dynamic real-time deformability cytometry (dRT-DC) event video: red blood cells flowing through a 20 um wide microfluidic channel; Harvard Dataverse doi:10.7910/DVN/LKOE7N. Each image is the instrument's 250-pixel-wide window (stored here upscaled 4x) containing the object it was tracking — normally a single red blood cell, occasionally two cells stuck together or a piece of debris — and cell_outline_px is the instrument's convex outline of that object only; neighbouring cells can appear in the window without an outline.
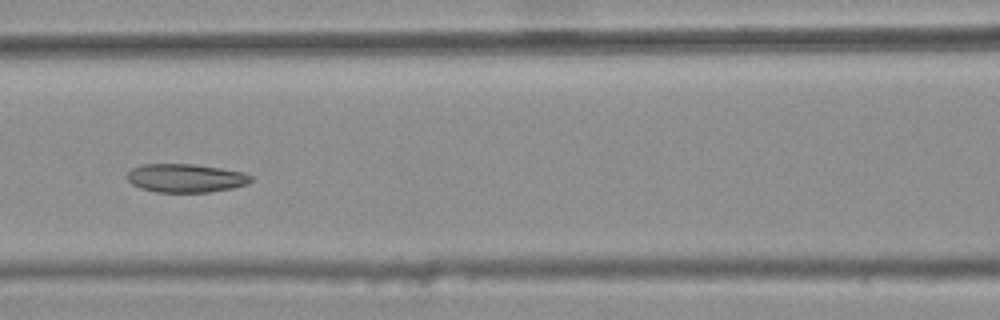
{"species": "common noctule bat (a hibernating species)", "species_latin": "Nyctalus noctula", "temperature_condition": "warm", "stored_images_in_passage": 9, "camera_frame_rate_fps": 3000, "um_per_image_px": 0.085, "animal": {"sex": "female", "body_mass_g": 25.1}, "frame": {"image": 1, "passage_image": 8, "time_ms": 2.333, "image_size_px": [1000, 320], "cell_outline_px": [[252, 180], [248, 184], [232, 188], [208, 192], [156, 192], [140, 188], [132, 184], [128, 180], [128, 172], [132, 168], [140, 164], [192, 164], [220, 168], [244, 172], [252, 176]], "centroid_in_image_um": [15.79, 15.13], "position_along_channel_um": 150.8, "area_um2": 20.58}}
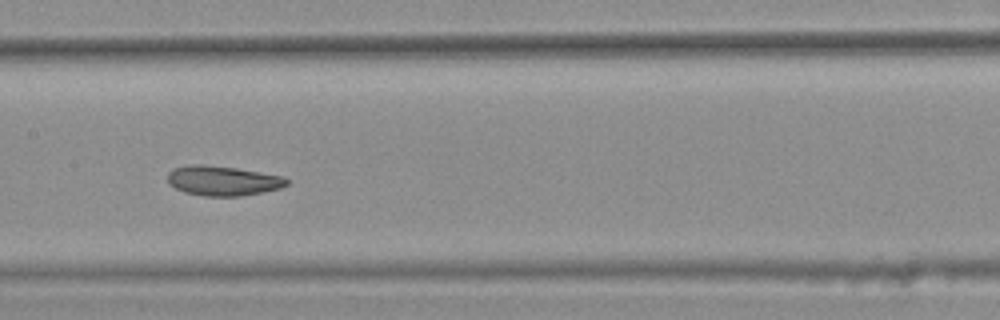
{"frame": {"image": 2, "passage_image": 9, "time_ms": 2.667, "image_size_px": [1000, 320], "cell_outline_px": [[288, 184], [280, 188], [240, 196], [204, 196], [184, 192], [168, 184], [168, 172], [172, 168], [188, 164], [204, 164], [236, 168], [284, 176], [288, 180]], "centroid_in_image_um": [18.9, 15.35], "position_along_channel_um": 188.5, "area_um2": 20.75}}